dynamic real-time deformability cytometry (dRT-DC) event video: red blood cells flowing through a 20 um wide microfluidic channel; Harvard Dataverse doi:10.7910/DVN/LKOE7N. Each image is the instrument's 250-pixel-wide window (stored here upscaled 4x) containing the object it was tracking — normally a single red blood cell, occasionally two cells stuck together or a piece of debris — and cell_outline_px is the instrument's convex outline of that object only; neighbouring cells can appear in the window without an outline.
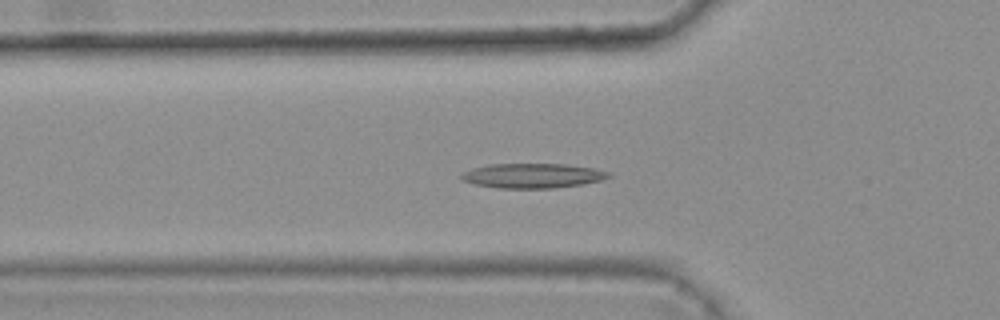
{"species": "common noctule bat (a hibernating species)", "species_latin": "Nyctalus noctula", "temperature_condition": "warm", "stored_images_in_passage": 45, "camera_frame_rate_fps": 3000, "um_per_image_px": 0.085, "animal": {"sex": "female", "body_mass_g": 25.1}, "frame": {"image": 1, "passage_image": 18, "time_ms": 5.667, "image_size_px": [1000, 320], "cell_outline_px": [[612, 176], [600, 180], [584, 184], [552, 188], [496, 188], [476, 184], [460, 180], [460, 176], [464, 172], [472, 168], [488, 164], [564, 164], [596, 168], [608, 172]], "centroid_in_image_um": [45.26, 14.93], "position_along_channel_um": 80.5, "area_um2": 21.21}}
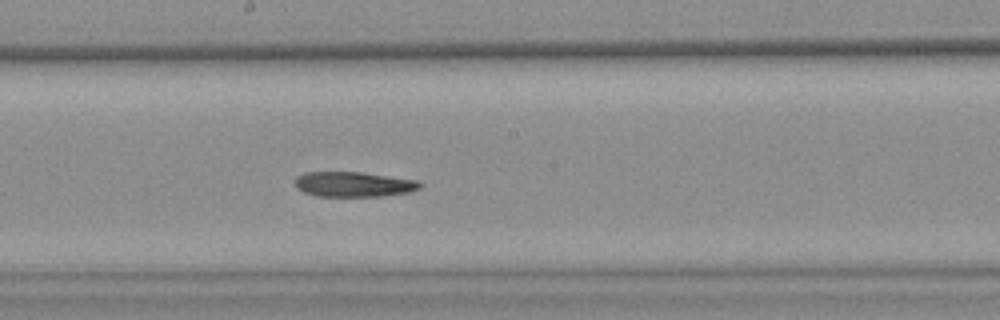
{"frame": {"image": 2, "passage_image": 29, "time_ms": 9.333, "image_size_px": [1000, 320], "cell_outline_px": [[424, 184], [420, 188], [408, 192], [380, 196], [316, 196], [304, 192], [296, 188], [296, 176], [304, 172], [360, 172], [420, 180]], "centroid_in_image_um": [30.08, 15.66], "position_along_channel_um": 218.1, "area_um2": 18.32}}
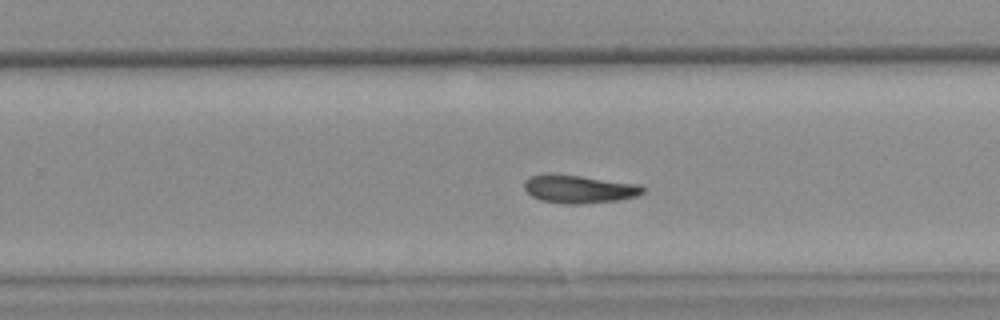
{"frame": {"image": 3, "passage_image": 34, "time_ms": 11.0, "image_size_px": [1000, 320], "cell_outline_px": [[648, 188], [644, 192], [636, 196], [616, 200], [580, 204], [564, 204], [540, 200], [532, 196], [524, 188], [524, 180], [528, 176], [548, 172], [580, 176], [640, 184]], "centroid_in_image_um": [49.19, 16.05], "position_along_channel_um": 280.6, "area_um2": 19.71}, "authors_computed_cell_mechanics": {"area_um2": 19.7098, "velocity_mm_per_s": 3.7484, "shape_relaxation_time_tau1_ms": null, "shape_relaxation_time_tau2_ms": 10.6888, "deformation_change_tau1": null, "deformation_change_tau2": 0.1848}}